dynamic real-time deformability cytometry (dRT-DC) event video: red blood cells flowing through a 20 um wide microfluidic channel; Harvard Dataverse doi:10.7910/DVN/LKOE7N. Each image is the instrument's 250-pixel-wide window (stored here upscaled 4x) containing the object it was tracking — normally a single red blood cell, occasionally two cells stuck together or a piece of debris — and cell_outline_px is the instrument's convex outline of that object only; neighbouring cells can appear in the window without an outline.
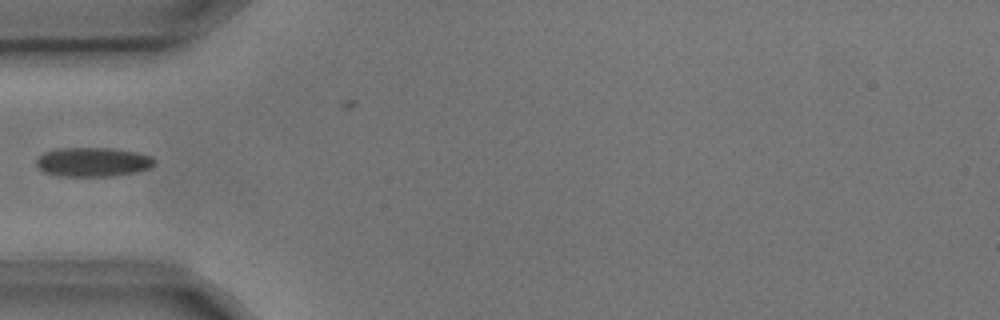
{"species": "common noctule bat (a hibernating species)", "species_latin": "Nyctalus noctula", "temperature_condition": "cold", "stored_images_in_passage": 4, "camera_frame_rate_fps": 3000, "um_per_image_px": 0.085, "animal": {"sex": "male", "body_mass_g": 17.9, "forearm_length_mm": 54.2}, "frame": {"image": 1, "passage_image": 4, "time_ms": 1.0, "image_size_px": [1000, 320], "cell_outline_px": [[156, 160], [148, 168], [136, 172], [112, 176], [60, 176], [44, 172], [36, 164], [36, 160], [44, 152], [60, 148], [112, 148], [136, 152], [152, 156]], "centroid_in_image_um": [7.9, 13.77], "position_along_channel_um": 77.1, "area_um2": 20.0}}